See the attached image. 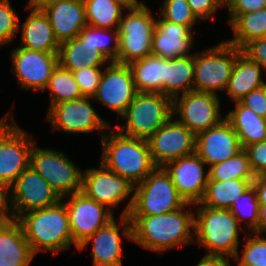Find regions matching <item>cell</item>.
Here are the masks:
<instances>
[{
    "mask_svg": "<svg viewBox=\"0 0 266 266\" xmlns=\"http://www.w3.org/2000/svg\"><path fill=\"white\" fill-rule=\"evenodd\" d=\"M193 31L183 25L166 21L159 15L152 35L151 54L165 59L191 56Z\"/></svg>",
    "mask_w": 266,
    "mask_h": 266,
    "instance_id": "cell-22",
    "label": "cell"
},
{
    "mask_svg": "<svg viewBox=\"0 0 266 266\" xmlns=\"http://www.w3.org/2000/svg\"><path fill=\"white\" fill-rule=\"evenodd\" d=\"M83 2L88 25L104 29H118L125 9L123 6L112 0H83Z\"/></svg>",
    "mask_w": 266,
    "mask_h": 266,
    "instance_id": "cell-33",
    "label": "cell"
},
{
    "mask_svg": "<svg viewBox=\"0 0 266 266\" xmlns=\"http://www.w3.org/2000/svg\"><path fill=\"white\" fill-rule=\"evenodd\" d=\"M265 70L256 62L251 61L242 52L237 56L231 76L229 78L226 94L233 102L241 100L252 90L266 85L263 72Z\"/></svg>",
    "mask_w": 266,
    "mask_h": 266,
    "instance_id": "cell-27",
    "label": "cell"
},
{
    "mask_svg": "<svg viewBox=\"0 0 266 266\" xmlns=\"http://www.w3.org/2000/svg\"><path fill=\"white\" fill-rule=\"evenodd\" d=\"M229 210L236 217L239 225L243 229L247 228V232L256 233L259 215V202L257 200L256 191L252 185L246 190V192L239 195L238 199H235ZM242 221H245L246 223L241 225Z\"/></svg>",
    "mask_w": 266,
    "mask_h": 266,
    "instance_id": "cell-37",
    "label": "cell"
},
{
    "mask_svg": "<svg viewBox=\"0 0 266 266\" xmlns=\"http://www.w3.org/2000/svg\"><path fill=\"white\" fill-rule=\"evenodd\" d=\"M112 1L123 6L125 10L135 9L145 4V2L139 0H112Z\"/></svg>",
    "mask_w": 266,
    "mask_h": 266,
    "instance_id": "cell-52",
    "label": "cell"
},
{
    "mask_svg": "<svg viewBox=\"0 0 266 266\" xmlns=\"http://www.w3.org/2000/svg\"><path fill=\"white\" fill-rule=\"evenodd\" d=\"M241 52V49L223 40L194 53L193 90L217 96L219 91H225L236 58Z\"/></svg>",
    "mask_w": 266,
    "mask_h": 266,
    "instance_id": "cell-6",
    "label": "cell"
},
{
    "mask_svg": "<svg viewBox=\"0 0 266 266\" xmlns=\"http://www.w3.org/2000/svg\"><path fill=\"white\" fill-rule=\"evenodd\" d=\"M123 236L132 241L131 221L128 215L120 216L119 223H116L114 218L107 225L99 228L82 242L78 250L82 251L92 243L93 266H122V257L125 258L121 244Z\"/></svg>",
    "mask_w": 266,
    "mask_h": 266,
    "instance_id": "cell-19",
    "label": "cell"
},
{
    "mask_svg": "<svg viewBox=\"0 0 266 266\" xmlns=\"http://www.w3.org/2000/svg\"><path fill=\"white\" fill-rule=\"evenodd\" d=\"M205 162L196 154L181 157L167 163L164 168L169 173L179 195L186 203H199L206 190L208 171Z\"/></svg>",
    "mask_w": 266,
    "mask_h": 266,
    "instance_id": "cell-20",
    "label": "cell"
},
{
    "mask_svg": "<svg viewBox=\"0 0 266 266\" xmlns=\"http://www.w3.org/2000/svg\"><path fill=\"white\" fill-rule=\"evenodd\" d=\"M266 141V122H265V140Z\"/></svg>",
    "mask_w": 266,
    "mask_h": 266,
    "instance_id": "cell-53",
    "label": "cell"
},
{
    "mask_svg": "<svg viewBox=\"0 0 266 266\" xmlns=\"http://www.w3.org/2000/svg\"><path fill=\"white\" fill-rule=\"evenodd\" d=\"M266 235V205H259L258 225L256 234Z\"/></svg>",
    "mask_w": 266,
    "mask_h": 266,
    "instance_id": "cell-50",
    "label": "cell"
},
{
    "mask_svg": "<svg viewBox=\"0 0 266 266\" xmlns=\"http://www.w3.org/2000/svg\"><path fill=\"white\" fill-rule=\"evenodd\" d=\"M101 163L136 186L156 167L145 139L132 138L115 128L101 138Z\"/></svg>",
    "mask_w": 266,
    "mask_h": 266,
    "instance_id": "cell-4",
    "label": "cell"
},
{
    "mask_svg": "<svg viewBox=\"0 0 266 266\" xmlns=\"http://www.w3.org/2000/svg\"><path fill=\"white\" fill-rule=\"evenodd\" d=\"M187 207L192 209L194 204L186 203L167 214L128 215L132 242L158 254L191 244L194 242V211L192 213Z\"/></svg>",
    "mask_w": 266,
    "mask_h": 266,
    "instance_id": "cell-1",
    "label": "cell"
},
{
    "mask_svg": "<svg viewBox=\"0 0 266 266\" xmlns=\"http://www.w3.org/2000/svg\"><path fill=\"white\" fill-rule=\"evenodd\" d=\"M243 149L255 176L266 175V141L245 146Z\"/></svg>",
    "mask_w": 266,
    "mask_h": 266,
    "instance_id": "cell-42",
    "label": "cell"
},
{
    "mask_svg": "<svg viewBox=\"0 0 266 266\" xmlns=\"http://www.w3.org/2000/svg\"><path fill=\"white\" fill-rule=\"evenodd\" d=\"M13 76L18 79L22 89L44 91L53 70L57 67L58 53L14 48L11 53Z\"/></svg>",
    "mask_w": 266,
    "mask_h": 266,
    "instance_id": "cell-15",
    "label": "cell"
},
{
    "mask_svg": "<svg viewBox=\"0 0 266 266\" xmlns=\"http://www.w3.org/2000/svg\"><path fill=\"white\" fill-rule=\"evenodd\" d=\"M230 260L204 255L196 266H232Z\"/></svg>",
    "mask_w": 266,
    "mask_h": 266,
    "instance_id": "cell-49",
    "label": "cell"
},
{
    "mask_svg": "<svg viewBox=\"0 0 266 266\" xmlns=\"http://www.w3.org/2000/svg\"><path fill=\"white\" fill-rule=\"evenodd\" d=\"M30 13L24 23L19 22L21 29L20 47L42 51L47 53H58L59 42L56 40L49 18L43 10L25 7Z\"/></svg>",
    "mask_w": 266,
    "mask_h": 266,
    "instance_id": "cell-24",
    "label": "cell"
},
{
    "mask_svg": "<svg viewBox=\"0 0 266 266\" xmlns=\"http://www.w3.org/2000/svg\"><path fill=\"white\" fill-rule=\"evenodd\" d=\"M61 200L66 205L72 239L77 247L115 218L110 209L83 192L65 196Z\"/></svg>",
    "mask_w": 266,
    "mask_h": 266,
    "instance_id": "cell-14",
    "label": "cell"
},
{
    "mask_svg": "<svg viewBox=\"0 0 266 266\" xmlns=\"http://www.w3.org/2000/svg\"><path fill=\"white\" fill-rule=\"evenodd\" d=\"M58 63L73 72L88 67H105L110 61L91 43L76 36L60 43Z\"/></svg>",
    "mask_w": 266,
    "mask_h": 266,
    "instance_id": "cell-26",
    "label": "cell"
},
{
    "mask_svg": "<svg viewBox=\"0 0 266 266\" xmlns=\"http://www.w3.org/2000/svg\"><path fill=\"white\" fill-rule=\"evenodd\" d=\"M59 0H29L26 4L36 10H43L45 7L58 2Z\"/></svg>",
    "mask_w": 266,
    "mask_h": 266,
    "instance_id": "cell-51",
    "label": "cell"
},
{
    "mask_svg": "<svg viewBox=\"0 0 266 266\" xmlns=\"http://www.w3.org/2000/svg\"><path fill=\"white\" fill-rule=\"evenodd\" d=\"M163 6L158 13L168 22L189 27L192 31L199 21L192 13L187 0H163Z\"/></svg>",
    "mask_w": 266,
    "mask_h": 266,
    "instance_id": "cell-39",
    "label": "cell"
},
{
    "mask_svg": "<svg viewBox=\"0 0 266 266\" xmlns=\"http://www.w3.org/2000/svg\"><path fill=\"white\" fill-rule=\"evenodd\" d=\"M17 221L35 256L41 251L58 254L73 244L78 250L72 239L68 212L62 200L53 206L22 214Z\"/></svg>",
    "mask_w": 266,
    "mask_h": 266,
    "instance_id": "cell-2",
    "label": "cell"
},
{
    "mask_svg": "<svg viewBox=\"0 0 266 266\" xmlns=\"http://www.w3.org/2000/svg\"><path fill=\"white\" fill-rule=\"evenodd\" d=\"M29 166L49 183L61 199L82 191L83 171L62 150L40 148L35 142Z\"/></svg>",
    "mask_w": 266,
    "mask_h": 266,
    "instance_id": "cell-8",
    "label": "cell"
},
{
    "mask_svg": "<svg viewBox=\"0 0 266 266\" xmlns=\"http://www.w3.org/2000/svg\"><path fill=\"white\" fill-rule=\"evenodd\" d=\"M242 53L251 61L259 64L266 71V38L255 39L247 43L242 49Z\"/></svg>",
    "mask_w": 266,
    "mask_h": 266,
    "instance_id": "cell-46",
    "label": "cell"
},
{
    "mask_svg": "<svg viewBox=\"0 0 266 266\" xmlns=\"http://www.w3.org/2000/svg\"><path fill=\"white\" fill-rule=\"evenodd\" d=\"M60 200L61 198L49 183L30 166L11 186V204L16 220L22 214L53 206Z\"/></svg>",
    "mask_w": 266,
    "mask_h": 266,
    "instance_id": "cell-18",
    "label": "cell"
},
{
    "mask_svg": "<svg viewBox=\"0 0 266 266\" xmlns=\"http://www.w3.org/2000/svg\"><path fill=\"white\" fill-rule=\"evenodd\" d=\"M241 149L238 136L226 119L195 138V153L208 168L232 158Z\"/></svg>",
    "mask_w": 266,
    "mask_h": 266,
    "instance_id": "cell-21",
    "label": "cell"
},
{
    "mask_svg": "<svg viewBox=\"0 0 266 266\" xmlns=\"http://www.w3.org/2000/svg\"><path fill=\"white\" fill-rule=\"evenodd\" d=\"M194 242L207 250L206 256L234 259L239 252V233L244 230L226 209L194 204Z\"/></svg>",
    "mask_w": 266,
    "mask_h": 266,
    "instance_id": "cell-3",
    "label": "cell"
},
{
    "mask_svg": "<svg viewBox=\"0 0 266 266\" xmlns=\"http://www.w3.org/2000/svg\"><path fill=\"white\" fill-rule=\"evenodd\" d=\"M186 204L164 167H155L134 186V201L129 215L167 214Z\"/></svg>",
    "mask_w": 266,
    "mask_h": 266,
    "instance_id": "cell-7",
    "label": "cell"
},
{
    "mask_svg": "<svg viewBox=\"0 0 266 266\" xmlns=\"http://www.w3.org/2000/svg\"><path fill=\"white\" fill-rule=\"evenodd\" d=\"M50 92V104L48 110L59 102L75 100L83 97L79 86L70 70L62 68L59 64L53 70L45 91Z\"/></svg>",
    "mask_w": 266,
    "mask_h": 266,
    "instance_id": "cell-34",
    "label": "cell"
},
{
    "mask_svg": "<svg viewBox=\"0 0 266 266\" xmlns=\"http://www.w3.org/2000/svg\"><path fill=\"white\" fill-rule=\"evenodd\" d=\"M195 138L172 116L147 139L154 165L164 167L170 161L195 153Z\"/></svg>",
    "mask_w": 266,
    "mask_h": 266,
    "instance_id": "cell-16",
    "label": "cell"
},
{
    "mask_svg": "<svg viewBox=\"0 0 266 266\" xmlns=\"http://www.w3.org/2000/svg\"><path fill=\"white\" fill-rule=\"evenodd\" d=\"M239 102L260 117L266 118V85L252 90Z\"/></svg>",
    "mask_w": 266,
    "mask_h": 266,
    "instance_id": "cell-45",
    "label": "cell"
},
{
    "mask_svg": "<svg viewBox=\"0 0 266 266\" xmlns=\"http://www.w3.org/2000/svg\"><path fill=\"white\" fill-rule=\"evenodd\" d=\"M91 99L93 98L83 96L54 104L46 115V121L52 124V131L77 135L97 131L102 138L111 126L93 108Z\"/></svg>",
    "mask_w": 266,
    "mask_h": 266,
    "instance_id": "cell-11",
    "label": "cell"
},
{
    "mask_svg": "<svg viewBox=\"0 0 266 266\" xmlns=\"http://www.w3.org/2000/svg\"><path fill=\"white\" fill-rule=\"evenodd\" d=\"M259 205H266V175H257L252 181Z\"/></svg>",
    "mask_w": 266,
    "mask_h": 266,
    "instance_id": "cell-48",
    "label": "cell"
},
{
    "mask_svg": "<svg viewBox=\"0 0 266 266\" xmlns=\"http://www.w3.org/2000/svg\"><path fill=\"white\" fill-rule=\"evenodd\" d=\"M208 180L254 179L247 153L242 148L232 158L217 163L208 169Z\"/></svg>",
    "mask_w": 266,
    "mask_h": 266,
    "instance_id": "cell-35",
    "label": "cell"
},
{
    "mask_svg": "<svg viewBox=\"0 0 266 266\" xmlns=\"http://www.w3.org/2000/svg\"><path fill=\"white\" fill-rule=\"evenodd\" d=\"M235 109L225 114V119L231 124L238 136L241 148L265 140L266 118L260 117L239 101L234 102Z\"/></svg>",
    "mask_w": 266,
    "mask_h": 266,
    "instance_id": "cell-28",
    "label": "cell"
},
{
    "mask_svg": "<svg viewBox=\"0 0 266 266\" xmlns=\"http://www.w3.org/2000/svg\"><path fill=\"white\" fill-rule=\"evenodd\" d=\"M254 179L208 180L205 194L200 201L203 206L229 210L235 199L239 198L252 185Z\"/></svg>",
    "mask_w": 266,
    "mask_h": 266,
    "instance_id": "cell-31",
    "label": "cell"
},
{
    "mask_svg": "<svg viewBox=\"0 0 266 266\" xmlns=\"http://www.w3.org/2000/svg\"><path fill=\"white\" fill-rule=\"evenodd\" d=\"M194 55L165 59V82L163 95L172 100L188 91H193Z\"/></svg>",
    "mask_w": 266,
    "mask_h": 266,
    "instance_id": "cell-29",
    "label": "cell"
},
{
    "mask_svg": "<svg viewBox=\"0 0 266 266\" xmlns=\"http://www.w3.org/2000/svg\"><path fill=\"white\" fill-rule=\"evenodd\" d=\"M196 18L200 20H208L213 18L219 8L224 7V0H187Z\"/></svg>",
    "mask_w": 266,
    "mask_h": 266,
    "instance_id": "cell-44",
    "label": "cell"
},
{
    "mask_svg": "<svg viewBox=\"0 0 266 266\" xmlns=\"http://www.w3.org/2000/svg\"><path fill=\"white\" fill-rule=\"evenodd\" d=\"M172 99L161 93L138 92L117 125L122 135L147 140L172 117Z\"/></svg>",
    "mask_w": 266,
    "mask_h": 266,
    "instance_id": "cell-5",
    "label": "cell"
},
{
    "mask_svg": "<svg viewBox=\"0 0 266 266\" xmlns=\"http://www.w3.org/2000/svg\"><path fill=\"white\" fill-rule=\"evenodd\" d=\"M19 18L10 0H0V46L10 44L19 29Z\"/></svg>",
    "mask_w": 266,
    "mask_h": 266,
    "instance_id": "cell-40",
    "label": "cell"
},
{
    "mask_svg": "<svg viewBox=\"0 0 266 266\" xmlns=\"http://www.w3.org/2000/svg\"><path fill=\"white\" fill-rule=\"evenodd\" d=\"M60 43L78 36L87 25L83 0H59L43 9Z\"/></svg>",
    "mask_w": 266,
    "mask_h": 266,
    "instance_id": "cell-23",
    "label": "cell"
},
{
    "mask_svg": "<svg viewBox=\"0 0 266 266\" xmlns=\"http://www.w3.org/2000/svg\"><path fill=\"white\" fill-rule=\"evenodd\" d=\"M78 37L95 46L110 62H117L119 52L118 29H104L87 24L80 31Z\"/></svg>",
    "mask_w": 266,
    "mask_h": 266,
    "instance_id": "cell-36",
    "label": "cell"
},
{
    "mask_svg": "<svg viewBox=\"0 0 266 266\" xmlns=\"http://www.w3.org/2000/svg\"><path fill=\"white\" fill-rule=\"evenodd\" d=\"M11 115L9 111L0 118V182L10 187L29 167L30 152L35 143L30 134L15 123Z\"/></svg>",
    "mask_w": 266,
    "mask_h": 266,
    "instance_id": "cell-10",
    "label": "cell"
},
{
    "mask_svg": "<svg viewBox=\"0 0 266 266\" xmlns=\"http://www.w3.org/2000/svg\"><path fill=\"white\" fill-rule=\"evenodd\" d=\"M234 38L225 41L242 49L247 43L266 34V8L239 14L230 23Z\"/></svg>",
    "mask_w": 266,
    "mask_h": 266,
    "instance_id": "cell-32",
    "label": "cell"
},
{
    "mask_svg": "<svg viewBox=\"0 0 266 266\" xmlns=\"http://www.w3.org/2000/svg\"><path fill=\"white\" fill-rule=\"evenodd\" d=\"M230 23L237 15L266 8V0H224Z\"/></svg>",
    "mask_w": 266,
    "mask_h": 266,
    "instance_id": "cell-43",
    "label": "cell"
},
{
    "mask_svg": "<svg viewBox=\"0 0 266 266\" xmlns=\"http://www.w3.org/2000/svg\"><path fill=\"white\" fill-rule=\"evenodd\" d=\"M34 257L20 223H0V266H29Z\"/></svg>",
    "mask_w": 266,
    "mask_h": 266,
    "instance_id": "cell-25",
    "label": "cell"
},
{
    "mask_svg": "<svg viewBox=\"0 0 266 266\" xmlns=\"http://www.w3.org/2000/svg\"><path fill=\"white\" fill-rule=\"evenodd\" d=\"M87 197L103 204L114 213L119 203L129 196L121 216L129 215L134 201V185L125 178L112 172L101 162L97 168H88L82 172V191Z\"/></svg>",
    "mask_w": 266,
    "mask_h": 266,
    "instance_id": "cell-12",
    "label": "cell"
},
{
    "mask_svg": "<svg viewBox=\"0 0 266 266\" xmlns=\"http://www.w3.org/2000/svg\"><path fill=\"white\" fill-rule=\"evenodd\" d=\"M102 68L88 67L72 72L84 97H93L95 95L103 73Z\"/></svg>",
    "mask_w": 266,
    "mask_h": 266,
    "instance_id": "cell-41",
    "label": "cell"
},
{
    "mask_svg": "<svg viewBox=\"0 0 266 266\" xmlns=\"http://www.w3.org/2000/svg\"><path fill=\"white\" fill-rule=\"evenodd\" d=\"M245 244L243 243L242 256L238 252L233 260L237 266H266V237L256 233H245Z\"/></svg>",
    "mask_w": 266,
    "mask_h": 266,
    "instance_id": "cell-38",
    "label": "cell"
},
{
    "mask_svg": "<svg viewBox=\"0 0 266 266\" xmlns=\"http://www.w3.org/2000/svg\"><path fill=\"white\" fill-rule=\"evenodd\" d=\"M138 92L163 94L165 82V58L149 55L129 64Z\"/></svg>",
    "mask_w": 266,
    "mask_h": 266,
    "instance_id": "cell-30",
    "label": "cell"
},
{
    "mask_svg": "<svg viewBox=\"0 0 266 266\" xmlns=\"http://www.w3.org/2000/svg\"><path fill=\"white\" fill-rule=\"evenodd\" d=\"M15 220L11 204V187L0 182V223Z\"/></svg>",
    "mask_w": 266,
    "mask_h": 266,
    "instance_id": "cell-47",
    "label": "cell"
},
{
    "mask_svg": "<svg viewBox=\"0 0 266 266\" xmlns=\"http://www.w3.org/2000/svg\"><path fill=\"white\" fill-rule=\"evenodd\" d=\"M137 93L129 65L110 62L92 98L121 117Z\"/></svg>",
    "mask_w": 266,
    "mask_h": 266,
    "instance_id": "cell-17",
    "label": "cell"
},
{
    "mask_svg": "<svg viewBox=\"0 0 266 266\" xmlns=\"http://www.w3.org/2000/svg\"><path fill=\"white\" fill-rule=\"evenodd\" d=\"M180 95L172 100V115L195 136L225 119L219 96L194 90Z\"/></svg>",
    "mask_w": 266,
    "mask_h": 266,
    "instance_id": "cell-13",
    "label": "cell"
},
{
    "mask_svg": "<svg viewBox=\"0 0 266 266\" xmlns=\"http://www.w3.org/2000/svg\"><path fill=\"white\" fill-rule=\"evenodd\" d=\"M128 11L124 13L125 15L123 14L118 27L117 60L118 63L127 65L151 55L152 35L156 21L151 8L146 4Z\"/></svg>",
    "mask_w": 266,
    "mask_h": 266,
    "instance_id": "cell-9",
    "label": "cell"
}]
</instances>
